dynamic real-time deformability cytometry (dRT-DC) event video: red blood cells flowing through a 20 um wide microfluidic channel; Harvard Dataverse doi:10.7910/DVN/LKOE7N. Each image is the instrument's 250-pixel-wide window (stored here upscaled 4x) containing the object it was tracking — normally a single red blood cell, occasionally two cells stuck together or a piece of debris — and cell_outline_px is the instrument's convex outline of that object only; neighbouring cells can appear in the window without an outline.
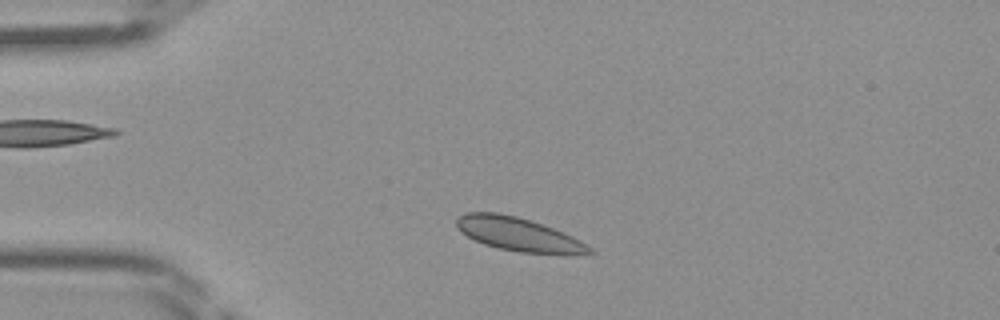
{"species": "Egyptian fruit bat (a non-hibernating species)", "species_latin": "Rousettus aegyptiacus", "temperature_condition": "room temperature", "stored_images_in_passage": 40, "camera_frame_rate_fps": 3000, "um_per_image_px": 0.085, "frame": {"image": 1, "passage_image": 5, "time_ms": 1.333, "image_size_px": [1000, 320], "cell_outline_px": [[596, 252], [568, 256], [520, 252], [500, 248], [484, 244], [460, 232], [456, 228], [456, 220], [464, 212], [500, 212], [516, 216], [552, 228], [572, 236], [580, 240], [592, 248]], "centroid_in_image_um": [44.1, 19.94], "position_along_channel_um": 40.9, "area_um2": 26.18}}
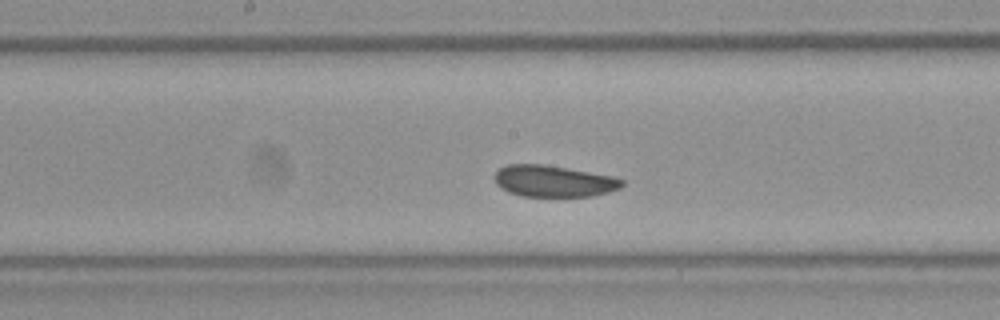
{"frame": {"image": 2, "passage_image": 18, "time_ms": 5.667, "image_size_px": [1000, 320], "cell_outline_px": [[624, 184], [620, 188], [608, 192], [592, 196], [520, 196], [508, 192], [500, 188], [496, 184], [492, 176], [500, 168], [508, 164], [544, 164], [568, 168], [612, 176], [624, 180]], "centroid_in_image_um": [47.02, 15.39], "position_along_channel_um": 201.2, "area_um2": 23.52}}
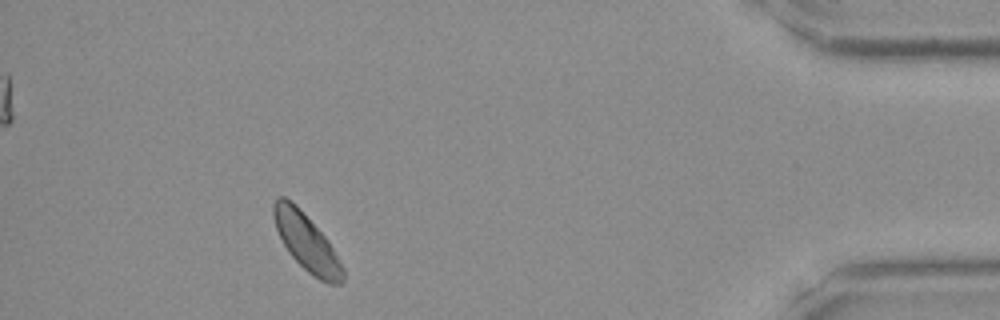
{"frame": {"image": 3, "passage_image": 36, "time_ms": 11.667, "image_size_px": [1000, 320], "cell_outline_px": [[344, 280], [340, 284], [328, 284], [320, 280], [308, 272], [288, 252], [276, 228], [272, 216], [272, 204], [280, 196], [284, 196], [296, 204], [328, 240], [344, 268]], "centroid_in_image_um": [26.06, 20.59], "position_along_channel_um": 409.1, "area_um2": 22.83}}